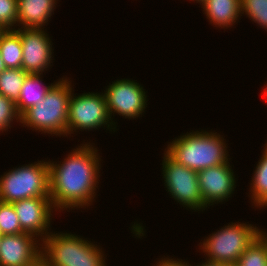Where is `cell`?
<instances>
[{"label": "cell", "instance_id": "3", "mask_svg": "<svg viewBox=\"0 0 267 266\" xmlns=\"http://www.w3.org/2000/svg\"><path fill=\"white\" fill-rule=\"evenodd\" d=\"M96 243L76 233L52 230L41 242V266H108L107 254Z\"/></svg>", "mask_w": 267, "mask_h": 266}, {"label": "cell", "instance_id": "15", "mask_svg": "<svg viewBox=\"0 0 267 266\" xmlns=\"http://www.w3.org/2000/svg\"><path fill=\"white\" fill-rule=\"evenodd\" d=\"M200 5L210 25L216 29L230 30L242 17L241 0H204Z\"/></svg>", "mask_w": 267, "mask_h": 266}, {"label": "cell", "instance_id": "23", "mask_svg": "<svg viewBox=\"0 0 267 266\" xmlns=\"http://www.w3.org/2000/svg\"><path fill=\"white\" fill-rule=\"evenodd\" d=\"M13 121L19 122V125L21 123V115L17 110L16 102L0 94V132L10 131L14 127Z\"/></svg>", "mask_w": 267, "mask_h": 266}, {"label": "cell", "instance_id": "31", "mask_svg": "<svg viewBox=\"0 0 267 266\" xmlns=\"http://www.w3.org/2000/svg\"><path fill=\"white\" fill-rule=\"evenodd\" d=\"M5 30L0 26V35L4 32Z\"/></svg>", "mask_w": 267, "mask_h": 266}, {"label": "cell", "instance_id": "9", "mask_svg": "<svg viewBox=\"0 0 267 266\" xmlns=\"http://www.w3.org/2000/svg\"><path fill=\"white\" fill-rule=\"evenodd\" d=\"M103 94L110 118L116 127L118 123L114 119L115 113L124 119L136 120L146 112L149 96L144 86L137 80L130 78L114 80L112 84L110 82L107 87L105 86Z\"/></svg>", "mask_w": 267, "mask_h": 266}, {"label": "cell", "instance_id": "18", "mask_svg": "<svg viewBox=\"0 0 267 266\" xmlns=\"http://www.w3.org/2000/svg\"><path fill=\"white\" fill-rule=\"evenodd\" d=\"M0 54L6 68H22V42L16 30H5L0 35Z\"/></svg>", "mask_w": 267, "mask_h": 266}, {"label": "cell", "instance_id": "10", "mask_svg": "<svg viewBox=\"0 0 267 266\" xmlns=\"http://www.w3.org/2000/svg\"><path fill=\"white\" fill-rule=\"evenodd\" d=\"M22 42V69L28 74H44L53 66L54 47L46 29H15ZM53 47V48H52Z\"/></svg>", "mask_w": 267, "mask_h": 266}, {"label": "cell", "instance_id": "8", "mask_svg": "<svg viewBox=\"0 0 267 266\" xmlns=\"http://www.w3.org/2000/svg\"><path fill=\"white\" fill-rule=\"evenodd\" d=\"M162 158V179L170 198L186 210L207 211L209 208L203 202L197 172L178 163L165 150Z\"/></svg>", "mask_w": 267, "mask_h": 266}, {"label": "cell", "instance_id": "13", "mask_svg": "<svg viewBox=\"0 0 267 266\" xmlns=\"http://www.w3.org/2000/svg\"><path fill=\"white\" fill-rule=\"evenodd\" d=\"M0 266H41V241L25 232L3 235Z\"/></svg>", "mask_w": 267, "mask_h": 266}, {"label": "cell", "instance_id": "11", "mask_svg": "<svg viewBox=\"0 0 267 266\" xmlns=\"http://www.w3.org/2000/svg\"><path fill=\"white\" fill-rule=\"evenodd\" d=\"M12 205L23 232L34 235L41 242L52 232L53 213L57 211L50 197L27 198Z\"/></svg>", "mask_w": 267, "mask_h": 266}, {"label": "cell", "instance_id": "7", "mask_svg": "<svg viewBox=\"0 0 267 266\" xmlns=\"http://www.w3.org/2000/svg\"><path fill=\"white\" fill-rule=\"evenodd\" d=\"M74 90L69 100L67 139L79 131L90 132L101 128L109 130V133L118 131L110 118L103 90L99 93L85 91L77 96Z\"/></svg>", "mask_w": 267, "mask_h": 266}, {"label": "cell", "instance_id": "17", "mask_svg": "<svg viewBox=\"0 0 267 266\" xmlns=\"http://www.w3.org/2000/svg\"><path fill=\"white\" fill-rule=\"evenodd\" d=\"M256 164L253 175L250 181L249 199L251 201V207L253 209H265L267 208V141L264 144V149Z\"/></svg>", "mask_w": 267, "mask_h": 266}, {"label": "cell", "instance_id": "27", "mask_svg": "<svg viewBox=\"0 0 267 266\" xmlns=\"http://www.w3.org/2000/svg\"><path fill=\"white\" fill-rule=\"evenodd\" d=\"M258 237L265 243V245L267 247V231H266V229L263 230L260 228Z\"/></svg>", "mask_w": 267, "mask_h": 266}, {"label": "cell", "instance_id": "29", "mask_svg": "<svg viewBox=\"0 0 267 266\" xmlns=\"http://www.w3.org/2000/svg\"><path fill=\"white\" fill-rule=\"evenodd\" d=\"M265 84H266L265 85L266 87L265 88L263 87L264 91L262 93L264 94V98L266 99V102H267V83L265 82Z\"/></svg>", "mask_w": 267, "mask_h": 266}, {"label": "cell", "instance_id": "24", "mask_svg": "<svg viewBox=\"0 0 267 266\" xmlns=\"http://www.w3.org/2000/svg\"><path fill=\"white\" fill-rule=\"evenodd\" d=\"M17 0H0V26L4 30L17 29Z\"/></svg>", "mask_w": 267, "mask_h": 266}, {"label": "cell", "instance_id": "26", "mask_svg": "<svg viewBox=\"0 0 267 266\" xmlns=\"http://www.w3.org/2000/svg\"><path fill=\"white\" fill-rule=\"evenodd\" d=\"M190 266H193V264L190 263ZM195 266H228L222 263H214V262H210V261H206V260H202L200 263H198Z\"/></svg>", "mask_w": 267, "mask_h": 266}, {"label": "cell", "instance_id": "22", "mask_svg": "<svg viewBox=\"0 0 267 266\" xmlns=\"http://www.w3.org/2000/svg\"><path fill=\"white\" fill-rule=\"evenodd\" d=\"M23 233L12 203L0 201V234L16 235Z\"/></svg>", "mask_w": 267, "mask_h": 266}, {"label": "cell", "instance_id": "4", "mask_svg": "<svg viewBox=\"0 0 267 266\" xmlns=\"http://www.w3.org/2000/svg\"><path fill=\"white\" fill-rule=\"evenodd\" d=\"M66 75L50 88L44 99L21 115V127L44 135L67 137L69 100L74 89Z\"/></svg>", "mask_w": 267, "mask_h": 266}, {"label": "cell", "instance_id": "1", "mask_svg": "<svg viewBox=\"0 0 267 266\" xmlns=\"http://www.w3.org/2000/svg\"><path fill=\"white\" fill-rule=\"evenodd\" d=\"M89 140L71 148L60 162L48 160L49 197L57 212L88 210L98 196L103 160L98 147Z\"/></svg>", "mask_w": 267, "mask_h": 266}, {"label": "cell", "instance_id": "30", "mask_svg": "<svg viewBox=\"0 0 267 266\" xmlns=\"http://www.w3.org/2000/svg\"><path fill=\"white\" fill-rule=\"evenodd\" d=\"M190 2L192 1H194V3H195V1H196V3H198L199 5L204 1V0H189Z\"/></svg>", "mask_w": 267, "mask_h": 266}, {"label": "cell", "instance_id": "2", "mask_svg": "<svg viewBox=\"0 0 267 266\" xmlns=\"http://www.w3.org/2000/svg\"><path fill=\"white\" fill-rule=\"evenodd\" d=\"M217 130H191L175 137L165 151L178 163L195 172L224 164L231 160L228 143Z\"/></svg>", "mask_w": 267, "mask_h": 266}, {"label": "cell", "instance_id": "6", "mask_svg": "<svg viewBox=\"0 0 267 266\" xmlns=\"http://www.w3.org/2000/svg\"><path fill=\"white\" fill-rule=\"evenodd\" d=\"M33 197H49L48 160L18 165L0 175V201L13 203Z\"/></svg>", "mask_w": 267, "mask_h": 266}, {"label": "cell", "instance_id": "28", "mask_svg": "<svg viewBox=\"0 0 267 266\" xmlns=\"http://www.w3.org/2000/svg\"><path fill=\"white\" fill-rule=\"evenodd\" d=\"M5 69H6L5 63H4L2 56L0 54V73Z\"/></svg>", "mask_w": 267, "mask_h": 266}, {"label": "cell", "instance_id": "21", "mask_svg": "<svg viewBox=\"0 0 267 266\" xmlns=\"http://www.w3.org/2000/svg\"><path fill=\"white\" fill-rule=\"evenodd\" d=\"M241 14L267 32V0H241Z\"/></svg>", "mask_w": 267, "mask_h": 266}, {"label": "cell", "instance_id": "20", "mask_svg": "<svg viewBox=\"0 0 267 266\" xmlns=\"http://www.w3.org/2000/svg\"><path fill=\"white\" fill-rule=\"evenodd\" d=\"M234 266H267V247L257 237L243 252Z\"/></svg>", "mask_w": 267, "mask_h": 266}, {"label": "cell", "instance_id": "16", "mask_svg": "<svg viewBox=\"0 0 267 266\" xmlns=\"http://www.w3.org/2000/svg\"><path fill=\"white\" fill-rule=\"evenodd\" d=\"M44 74H27L22 85L19 99L16 101L17 110L22 115L32 106L40 103L50 88L59 80L45 84Z\"/></svg>", "mask_w": 267, "mask_h": 266}, {"label": "cell", "instance_id": "19", "mask_svg": "<svg viewBox=\"0 0 267 266\" xmlns=\"http://www.w3.org/2000/svg\"><path fill=\"white\" fill-rule=\"evenodd\" d=\"M27 74L22 68L3 70L0 73V94L16 102Z\"/></svg>", "mask_w": 267, "mask_h": 266}, {"label": "cell", "instance_id": "25", "mask_svg": "<svg viewBox=\"0 0 267 266\" xmlns=\"http://www.w3.org/2000/svg\"><path fill=\"white\" fill-rule=\"evenodd\" d=\"M152 266H190V263L187 261V259H178L175 257H170V255L167 257L163 255L160 258H157V261H155V264Z\"/></svg>", "mask_w": 267, "mask_h": 266}, {"label": "cell", "instance_id": "5", "mask_svg": "<svg viewBox=\"0 0 267 266\" xmlns=\"http://www.w3.org/2000/svg\"><path fill=\"white\" fill-rule=\"evenodd\" d=\"M261 227L249 222H229L200 240L199 253L205 255L206 261L234 266L259 236Z\"/></svg>", "mask_w": 267, "mask_h": 266}, {"label": "cell", "instance_id": "14", "mask_svg": "<svg viewBox=\"0 0 267 266\" xmlns=\"http://www.w3.org/2000/svg\"><path fill=\"white\" fill-rule=\"evenodd\" d=\"M59 0H17V29H47ZM57 6V7H56ZM21 26V27H20ZM46 26V27H45Z\"/></svg>", "mask_w": 267, "mask_h": 266}, {"label": "cell", "instance_id": "12", "mask_svg": "<svg viewBox=\"0 0 267 266\" xmlns=\"http://www.w3.org/2000/svg\"><path fill=\"white\" fill-rule=\"evenodd\" d=\"M232 164L226 162L197 172L198 183L204 204L210 208L232 198L236 189V173Z\"/></svg>", "mask_w": 267, "mask_h": 266}]
</instances>
